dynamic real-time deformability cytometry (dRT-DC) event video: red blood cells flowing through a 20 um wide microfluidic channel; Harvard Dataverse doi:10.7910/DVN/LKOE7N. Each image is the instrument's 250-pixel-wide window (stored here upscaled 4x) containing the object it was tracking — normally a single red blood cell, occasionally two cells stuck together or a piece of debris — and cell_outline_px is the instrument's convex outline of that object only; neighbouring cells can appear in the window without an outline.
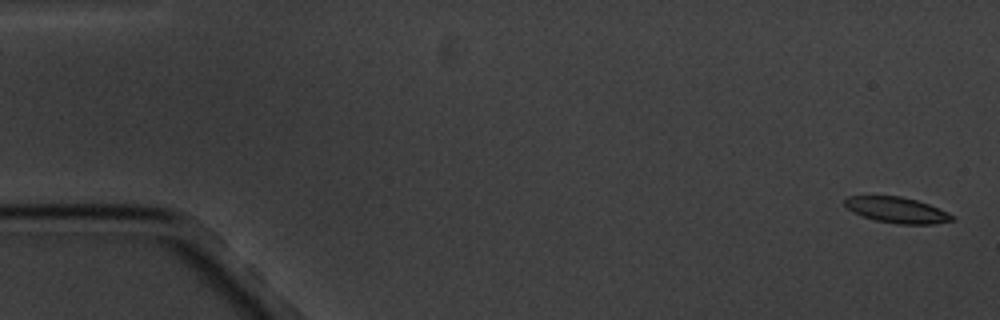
{"species": "common noctule bat (a hibernating species)", "species_latin": "Nyctalus noctula", "temperature_condition": "cold", "stored_images_in_passage": 17, "camera_frame_rate_fps": 3000, "um_per_image_px": 0.085, "animal": {"sex": "male", "body_mass_g": 20.1, "forearm_length_mm": 53.5}, "frame": {"image": 1, "passage_image": 1, "time_ms": 0.0, "image_size_px": [1000, 320], "cell_outline_px": [[956, 220], [932, 224], [896, 224], [876, 220], [852, 212], [844, 204], [844, 200], [848, 196], [900, 196], [916, 200], [928, 204], [948, 212], [956, 216]], "centroid_in_image_um": [76.27, 17.86], "position_along_channel_um": 8.7, "area_um2": 16.13}}
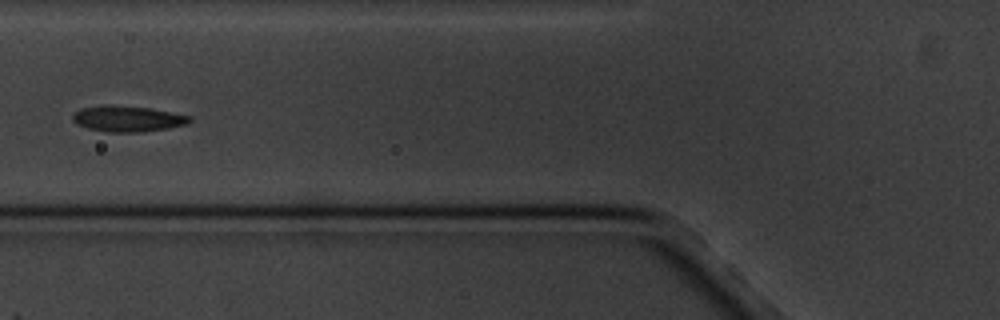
{"frame": {"image": 2, "passage_image": 7, "time_ms": 7.0, "image_size_px": [1000, 320], "cell_outline_px": [[192, 120], [188, 124], [168, 128], [140, 132], [108, 132], [88, 128], [76, 124], [72, 120], [72, 116], [80, 108], [104, 104], [108, 104], [152, 108], [192, 116]], "centroid_in_image_um": [10.86, 10.08], "position_along_channel_um": 114.9, "area_um2": 17.86}}
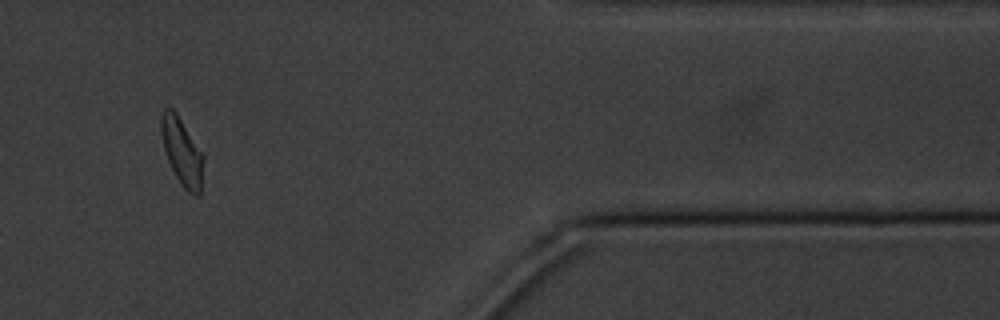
{"frame": {"image": 3, "passage_image": 15, "time_ms": 16.333, "image_size_px": [1000, 320], "cell_outline_px": [[204, 160], [200, 196], [196, 196], [188, 192], [180, 184], [168, 160], [164, 148], [160, 132], [160, 116], [164, 108], [172, 108], [176, 112], [204, 156]], "centroid_in_image_um": [15.46, 12.9], "position_along_channel_um": 395.9, "area_um2": 16.53}, "authors_computed_cell_mechanics": {"area_um2": 17.1666, "velocity_mm_per_s": 3.3538, "shape_relaxation_time_tau1_ms": 2.1219, "shape_relaxation_time_tau2_ms": 2.0084, "deformation_change_tau1": 0.0692, "deformation_change_tau2": 0.0536}}